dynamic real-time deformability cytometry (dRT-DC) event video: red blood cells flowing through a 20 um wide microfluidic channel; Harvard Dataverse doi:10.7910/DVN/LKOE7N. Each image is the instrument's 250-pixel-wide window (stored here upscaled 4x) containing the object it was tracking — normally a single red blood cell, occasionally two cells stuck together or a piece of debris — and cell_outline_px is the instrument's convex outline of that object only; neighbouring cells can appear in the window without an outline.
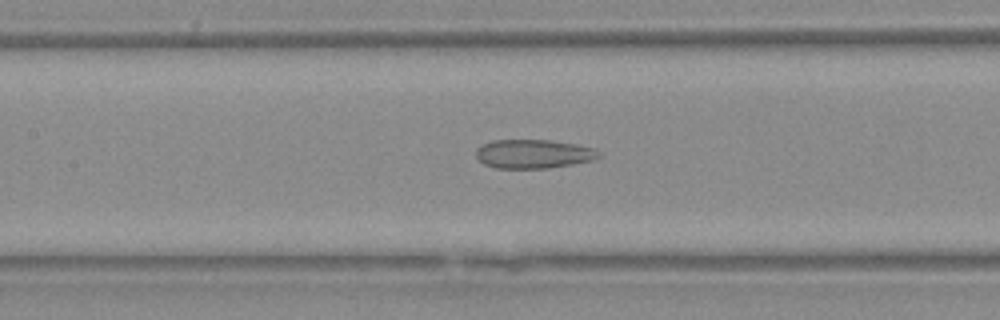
{"species": "Egyptian fruit bat (a non-hibernating species)", "species_latin": "Rousettus aegyptiacus", "temperature_condition": "warm", "stored_images_in_passage": 41, "camera_frame_rate_fps": 3000, "um_per_image_px": 0.085, "animal": {"sex": "female"}, "frame": {"image": 1, "passage_image": 20, "time_ms": 6.333, "image_size_px": [1000, 320], "cell_outline_px": [[600, 156], [592, 160], [572, 164], [548, 168], [496, 168], [484, 164], [476, 156], [476, 148], [492, 140], [548, 140], [576, 144], [596, 148], [600, 152]], "centroid_in_image_um": [45.35, 13.08], "position_along_channel_um": 162.0, "area_um2": 20.63}}
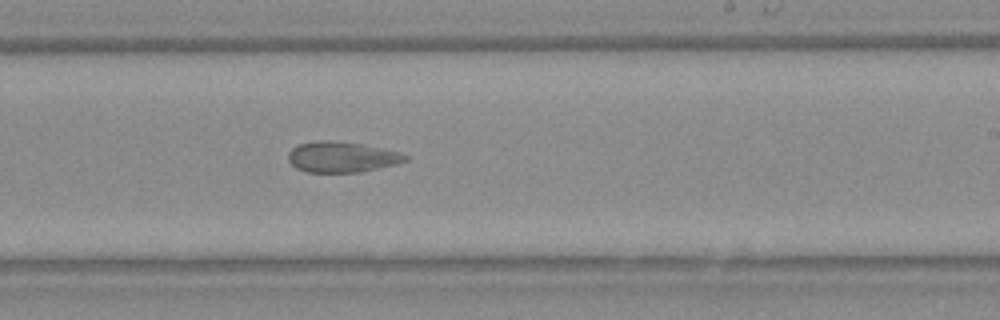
{"frame": {"image": 2, "passage_image": 26, "time_ms": 8.333, "image_size_px": [1000, 320], "cell_outline_px": [[408, 160], [396, 164], [360, 172], [304, 172], [296, 168], [288, 160], [288, 152], [292, 148], [300, 144], [316, 140], [332, 140], [364, 144], [400, 152], [408, 156]], "centroid_in_image_um": [29.04, 13.34], "position_along_channel_um": 260.0, "area_um2": 21.04}}
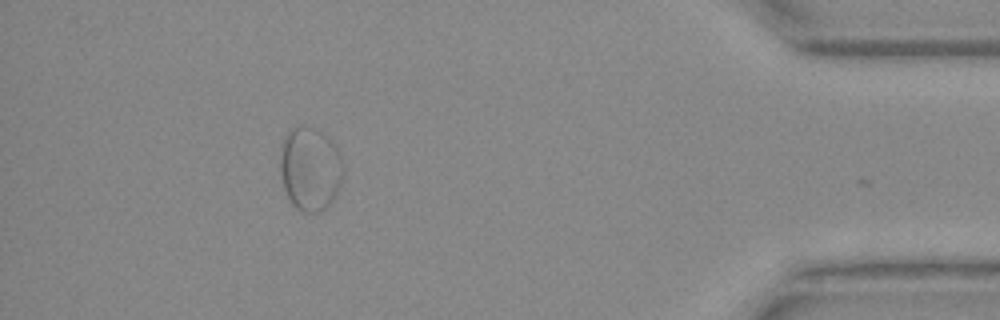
{"frame": {"image": 3, "passage_image": 38, "time_ms": 12.333, "image_size_px": [1000, 320], "cell_outline_px": [[344, 172], [340, 184], [332, 200], [324, 208], [316, 212], [304, 212], [296, 208], [292, 204], [284, 188], [280, 168], [280, 148], [288, 132], [292, 128], [300, 124], [316, 128], [332, 140], [340, 152]], "centroid_in_image_um": [26.36, 14.3], "position_along_channel_um": 408.8, "area_um2": 30.81}}